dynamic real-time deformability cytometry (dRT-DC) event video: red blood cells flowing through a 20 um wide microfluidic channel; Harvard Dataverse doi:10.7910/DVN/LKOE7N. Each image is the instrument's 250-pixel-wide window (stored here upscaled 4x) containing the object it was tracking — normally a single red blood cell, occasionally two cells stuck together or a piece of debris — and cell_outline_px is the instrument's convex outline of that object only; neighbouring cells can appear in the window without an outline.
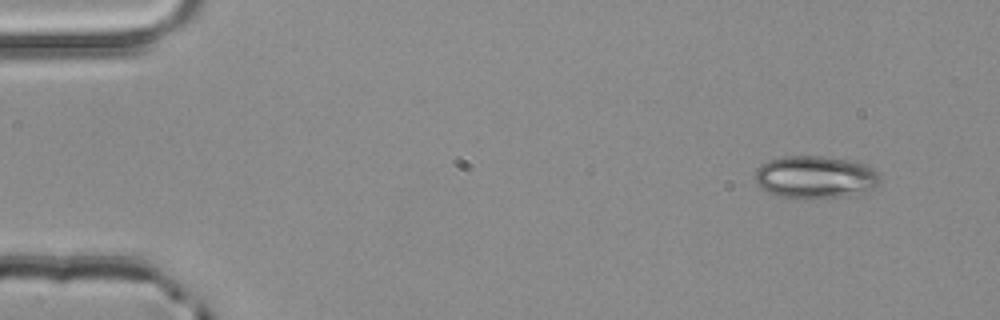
{"species": "common noctule bat (a hibernating species)", "species_latin": "Nyctalus noctula", "temperature_condition": "room temperature", "stored_images_in_passage": 3, "camera_frame_rate_fps": 3000, "um_per_image_px": 0.085, "animal": {"sex": "male", "body_mass_g": 20.4}, "frame": {"image": 1, "passage_image": 1, "time_ms": 0.0, "image_size_px": [1000, 320], "cell_outline_px": [[884, 180], [880, 184], [872, 188], [848, 196], [804, 200], [796, 200], [776, 196], [760, 188], [752, 176], [760, 164], [768, 160], [784, 156], [824, 156], [856, 160], [872, 168]], "centroid_in_image_um": [69.27, 15.07], "position_along_channel_um": 15.7, "area_um2": 32.02}}